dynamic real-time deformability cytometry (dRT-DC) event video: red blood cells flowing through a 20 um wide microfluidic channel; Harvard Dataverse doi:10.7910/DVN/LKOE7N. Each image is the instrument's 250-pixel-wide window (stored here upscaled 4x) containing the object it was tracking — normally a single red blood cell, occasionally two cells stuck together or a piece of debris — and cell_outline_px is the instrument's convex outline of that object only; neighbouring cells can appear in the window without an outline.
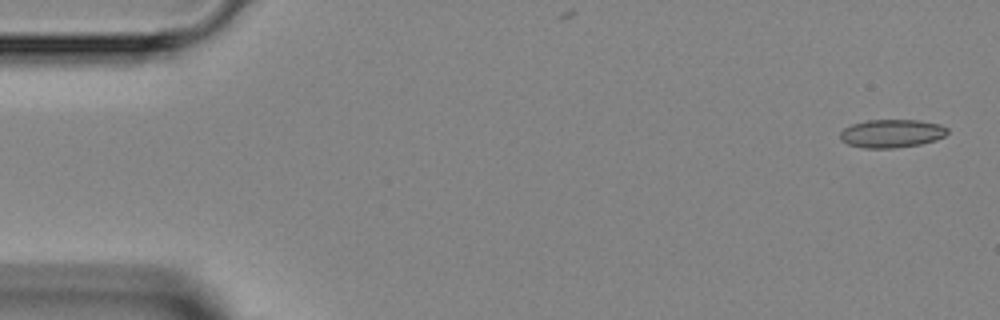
{"species": "Egyptian fruit bat (a non-hibernating species)", "species_latin": "Rousettus aegyptiacus", "temperature_condition": "room temperature", "stored_images_in_passage": 46, "camera_frame_rate_fps": 3000, "um_per_image_px": 0.085, "animal": {"sex": "female"}, "frame": {"image": 1, "passage_image": 2, "time_ms": 0.333, "image_size_px": [1000, 320], "cell_outline_px": [[948, 132], [944, 136], [936, 140], [920, 144], [896, 148], [864, 148], [848, 144], [840, 140], [840, 132], [844, 128], [852, 124], [868, 120], [920, 120], [940, 124], [948, 128]], "centroid_in_image_um": [75.8, 11.34], "position_along_channel_um": 9.2, "area_um2": 17.74}}
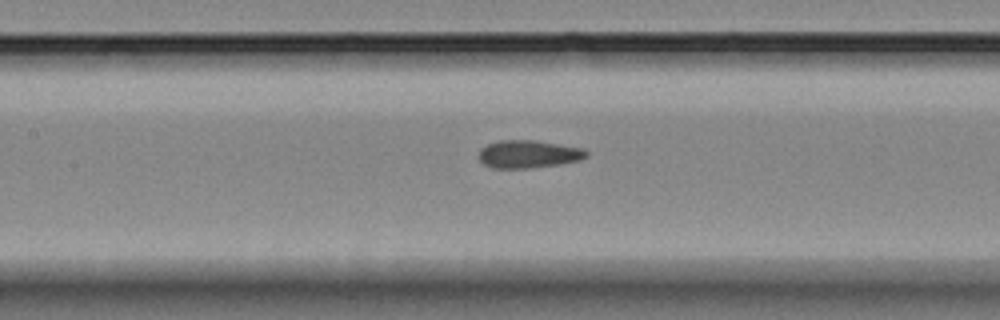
{"frame": {"image": 2, "passage_image": 21, "time_ms": 6.667, "image_size_px": [1000, 320], "cell_outline_px": [[588, 156], [580, 160], [560, 164], [532, 168], [492, 168], [484, 164], [480, 160], [480, 148], [496, 140], [536, 140], [584, 148], [588, 152]], "centroid_in_image_um": [44.94, 13.09], "position_along_channel_um": 162.5, "area_um2": 17.57}}
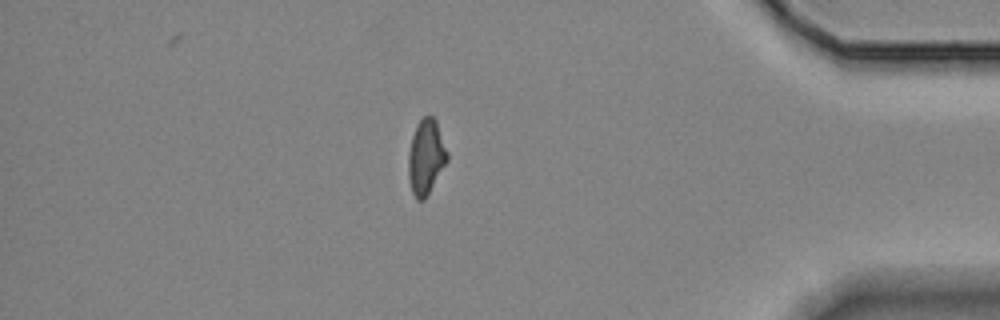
{"frame": {"image": 3, "passage_image": 40, "time_ms": 13.0, "image_size_px": [1000, 320], "cell_outline_px": [[448, 160], [424, 200], [416, 200], [412, 192], [408, 176], [408, 152], [412, 136], [416, 124], [424, 116], [432, 116], [436, 120], [448, 152]], "centroid_in_image_um": [36.2, 13.33], "position_along_channel_um": 399.0, "area_um2": 16.99}}